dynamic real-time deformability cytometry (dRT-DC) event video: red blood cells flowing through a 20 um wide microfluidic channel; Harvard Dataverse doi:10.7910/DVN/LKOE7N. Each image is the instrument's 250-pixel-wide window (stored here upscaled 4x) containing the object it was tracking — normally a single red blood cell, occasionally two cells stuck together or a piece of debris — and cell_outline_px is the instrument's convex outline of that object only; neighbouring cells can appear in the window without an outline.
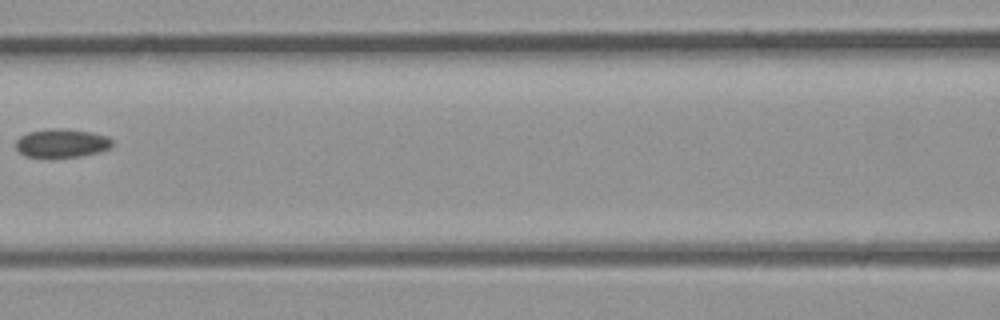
{"species": "common noctule bat (a hibernating species)", "species_latin": "Nyctalus noctula", "temperature_condition": "room temperature", "stored_images_in_passage": 4, "camera_frame_rate_fps": 3000, "um_per_image_px": 0.085, "animal": {"sex": "male", "body_mass_g": 23.1, "forearm_length_mm": 52.7}, "frame": {"image": 1, "passage_image": 4, "time_ms": 1.0, "image_size_px": [1000, 320], "cell_outline_px": [[112, 144], [108, 148], [96, 152], [80, 156], [24, 156], [16, 148], [16, 140], [20, 136], [28, 132], [48, 128], [56, 128], [92, 132], [108, 136], [112, 140]], "centroid_in_image_um": [5.22, 12.14], "position_along_channel_um": 161.4, "area_um2": 15.72}}